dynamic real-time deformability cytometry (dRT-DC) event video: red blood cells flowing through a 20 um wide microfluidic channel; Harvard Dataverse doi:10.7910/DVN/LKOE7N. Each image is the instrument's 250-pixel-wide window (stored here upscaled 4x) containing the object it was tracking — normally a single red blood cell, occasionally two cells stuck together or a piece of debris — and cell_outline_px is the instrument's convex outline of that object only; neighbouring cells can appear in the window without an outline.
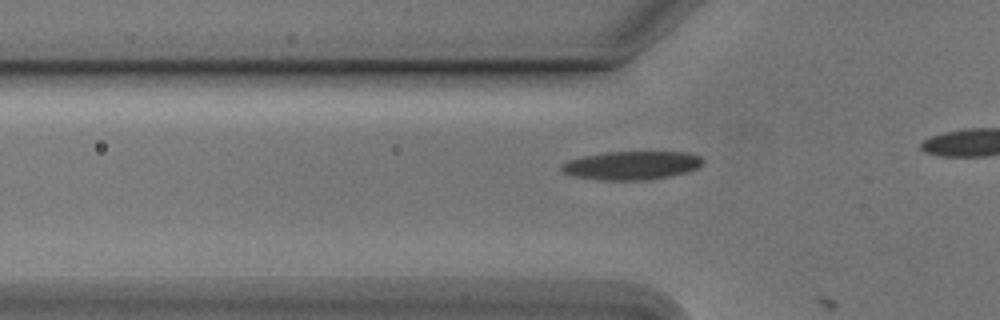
{"species": "Egyptian fruit bat (a non-hibernating species)", "species_latin": "Rousettus aegyptiacus", "temperature_condition": "cold", "stored_images_in_passage": 4, "camera_frame_rate_fps": 3000, "um_per_image_px": 0.085, "animal": {"sex": "male"}, "frame": {"image": 1, "passage_image": 3, "time_ms": 0.667, "image_size_px": [1000, 320], "cell_outline_px": [[704, 160], [696, 168], [688, 172], [668, 176], [644, 180], [600, 180], [572, 176], [564, 172], [560, 168], [560, 164], [568, 160], [584, 156], [608, 152], [688, 152], [700, 156]], "centroid_in_image_um": [53.66, 14.06], "position_along_channel_um": 72.1, "area_um2": 23.41}}